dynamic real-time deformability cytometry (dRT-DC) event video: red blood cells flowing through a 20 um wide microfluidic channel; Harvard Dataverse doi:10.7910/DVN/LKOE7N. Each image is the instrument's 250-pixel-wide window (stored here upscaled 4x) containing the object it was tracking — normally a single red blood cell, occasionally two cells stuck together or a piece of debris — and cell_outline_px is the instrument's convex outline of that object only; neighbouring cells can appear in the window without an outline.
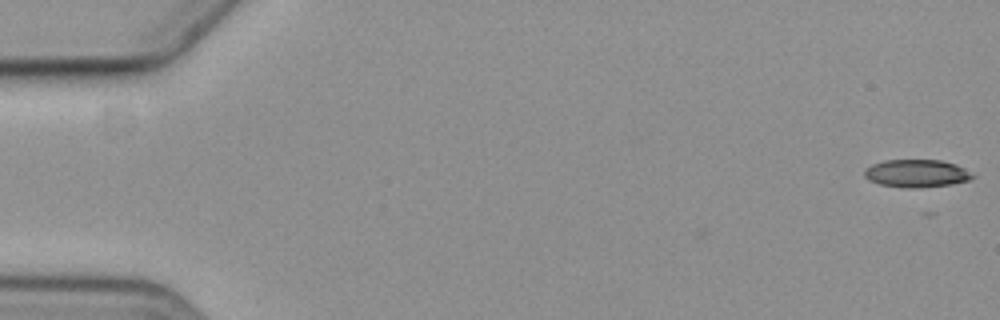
{"species": "common noctule bat (a hibernating species)", "species_latin": "Nyctalus noctula", "temperature_condition": "cold", "stored_images_in_passage": 6, "camera_frame_rate_fps": 3000, "um_per_image_px": 0.085, "animal": {"sex": "female", "body_mass_g": 19.3, "forearm_length_mm": 54.1}, "frame": {"image": 1, "passage_image": 1, "time_ms": 0.0, "image_size_px": [1000, 320], "cell_outline_px": [[976, 176], [972, 180], [952, 184], [916, 188], [904, 188], [880, 184], [868, 180], [864, 176], [864, 168], [872, 164], [884, 160], [940, 160], [956, 164], [964, 168]], "centroid_in_image_um": [77.91, 14.74], "position_along_channel_um": 7.1, "area_um2": 17.69}}